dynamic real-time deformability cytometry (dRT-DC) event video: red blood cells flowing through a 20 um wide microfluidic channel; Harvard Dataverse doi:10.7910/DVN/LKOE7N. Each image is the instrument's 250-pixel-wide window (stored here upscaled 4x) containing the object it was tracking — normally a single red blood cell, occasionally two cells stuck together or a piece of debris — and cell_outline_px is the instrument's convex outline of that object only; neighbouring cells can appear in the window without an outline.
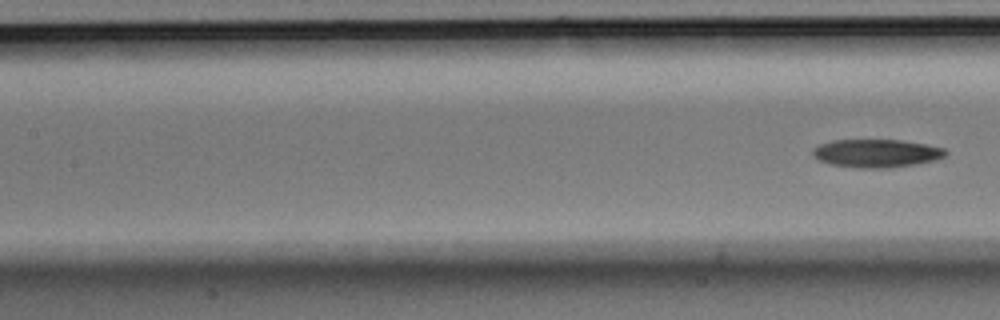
{"species": "Egyptian fruit bat (a non-hibernating species)", "species_latin": "Rousettus aegyptiacus", "temperature_condition": "room temperature", "stored_images_in_passage": 7, "camera_frame_rate_fps": 3000, "um_per_image_px": 0.085, "animal": {"sex": "male"}, "frame": {"image": 1, "passage_image": 7, "time_ms": 2.0, "image_size_px": [1000, 320], "cell_outline_px": [[948, 152], [944, 156], [936, 160], [888, 168], [856, 168], [832, 164], [820, 160], [812, 156], [812, 148], [820, 144], [832, 140], [900, 140], [928, 144], [944, 148]], "centroid_in_image_um": [74.49, 13.02], "position_along_channel_um": 132.9, "area_um2": 21.79}}